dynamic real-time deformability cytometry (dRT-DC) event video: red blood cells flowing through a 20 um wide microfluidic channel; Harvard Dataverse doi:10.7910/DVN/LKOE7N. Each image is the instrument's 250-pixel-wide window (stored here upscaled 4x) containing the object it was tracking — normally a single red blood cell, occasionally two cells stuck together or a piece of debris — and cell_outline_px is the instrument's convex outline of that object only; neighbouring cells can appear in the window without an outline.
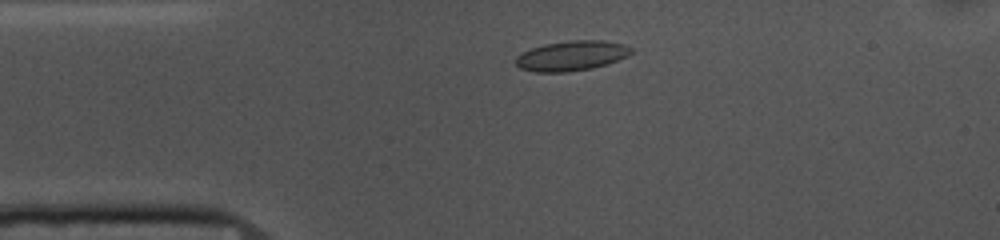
{"species": "common noctule bat (a hibernating species)", "species_latin": "Nyctalus noctula", "temperature_condition": "cold", "stored_images_in_passage": 45, "camera_frame_rate_fps": 3000, "um_per_image_px": 0.085, "animal": {"sex": "female", "body_mass_g": 10.0, "forearm_length_mm": 53.1}, "frame": {"image": 1, "passage_image": 2, "time_ms": 0.333, "image_size_px": [1000, 240], "cell_outline_px": [[632, 52], [628, 56], [608, 64], [592, 68], [568, 72], [536, 72], [520, 68], [516, 64], [516, 56], [532, 48], [544, 44], [568, 40], [604, 40], [624, 44], [632, 48]], "centroid_in_image_um": [48.61, 4.73], "position_along_channel_um": 36.4, "area_um2": 20.23}}
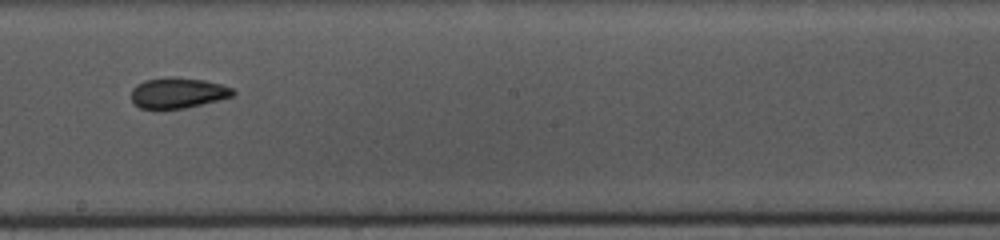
{"frame": {"image": 2, "passage_image": 20, "time_ms": 6.333, "image_size_px": [1000, 240], "cell_outline_px": [[236, 92], [232, 96], [184, 108], [140, 108], [132, 104], [132, 88], [136, 84], [144, 80], [172, 76], [176, 76], [204, 80], [220, 84], [232, 88]], "centroid_in_image_um": [15.07, 7.87], "position_along_channel_um": 233.1, "area_um2": 18.03}}
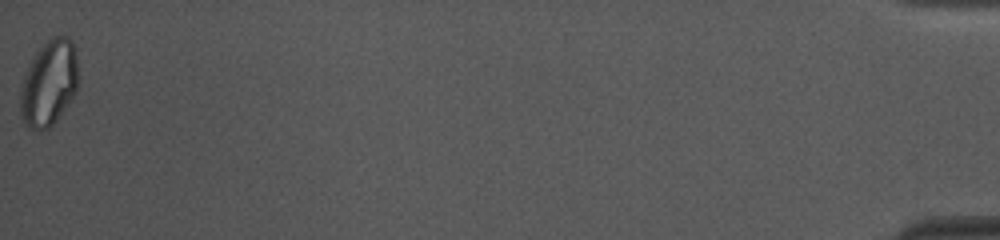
{"frame": {"image": 3, "passage_image": 45, "time_ms": 14.667, "image_size_px": [1000, 240], "cell_outline_px": [[80, 76], [76, 92], [56, 120], [48, 128], [40, 132], [28, 128], [20, 116], [20, 92], [24, 76], [32, 56], [48, 36], [68, 36], [72, 40], [76, 56]], "centroid_in_image_um": [4.17, 7.04], "position_along_channel_um": 431.0, "area_um2": 29.59}, "authors_computed_cell_mechanics": {"area_um2": 19.0162, "velocity_mm_per_s": 3.6523, "shape_relaxation_time_tau1_ms": 6.1643, "shape_relaxation_time_tau2_ms": 2.3275, "deformation_change_tau1": 0.1107, "deformation_change_tau2": 0.0666}}